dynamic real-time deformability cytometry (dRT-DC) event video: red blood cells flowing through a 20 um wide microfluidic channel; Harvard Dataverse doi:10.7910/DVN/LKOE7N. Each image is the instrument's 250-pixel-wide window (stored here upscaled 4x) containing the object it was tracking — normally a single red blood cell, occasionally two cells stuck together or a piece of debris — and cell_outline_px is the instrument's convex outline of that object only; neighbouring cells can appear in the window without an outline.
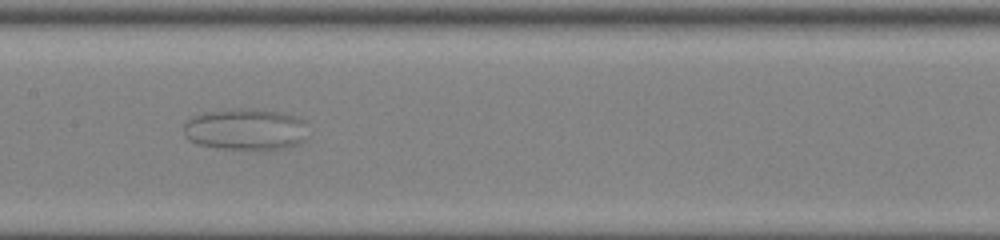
{"species": "common noctule bat (a hibernating species)", "species_latin": "Nyctalus noctula", "temperature_condition": "room temperature", "stored_images_in_passage": 55, "camera_frame_rate_fps": 3000, "um_per_image_px": 0.085, "animal": {"sex": "female", "body_mass_g": 22.0, "forearm_length_mm": 56.7}, "frame": {"image": 1, "passage_image": 31, "time_ms": 10.0, "image_size_px": [1000, 240], "cell_outline_px": [[308, 136], [304, 140], [296, 144], [284, 148], [260, 152], [220, 148], [200, 144], [188, 140], [184, 136], [184, 124], [188, 120], [204, 112], [240, 108], [252, 108], [280, 112], [296, 116], [304, 120]], "centroid_in_image_um": [20.91, 11.02], "position_along_channel_um": 186.5, "area_um2": 30.75}}
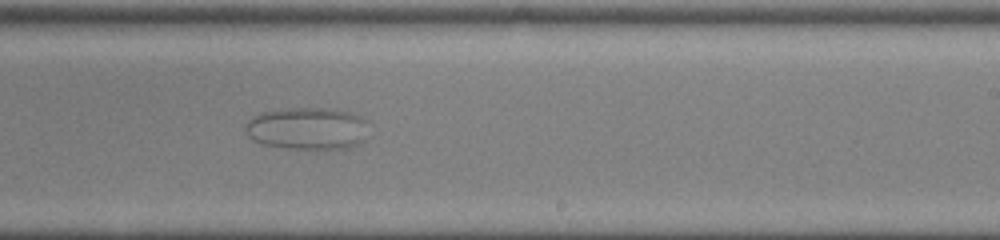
{"frame": {"image": 2, "passage_image": 37, "time_ms": 12.0, "image_size_px": [1000, 240], "cell_outline_px": [[364, 140], [348, 148], [288, 148], [260, 144], [252, 140], [248, 136], [244, 128], [244, 124], [252, 116], [260, 112], [288, 108], [324, 108], [348, 112], [364, 116]], "centroid_in_image_um": [26.03, 10.91], "position_along_channel_um": 263.0, "area_um2": 30.23}}